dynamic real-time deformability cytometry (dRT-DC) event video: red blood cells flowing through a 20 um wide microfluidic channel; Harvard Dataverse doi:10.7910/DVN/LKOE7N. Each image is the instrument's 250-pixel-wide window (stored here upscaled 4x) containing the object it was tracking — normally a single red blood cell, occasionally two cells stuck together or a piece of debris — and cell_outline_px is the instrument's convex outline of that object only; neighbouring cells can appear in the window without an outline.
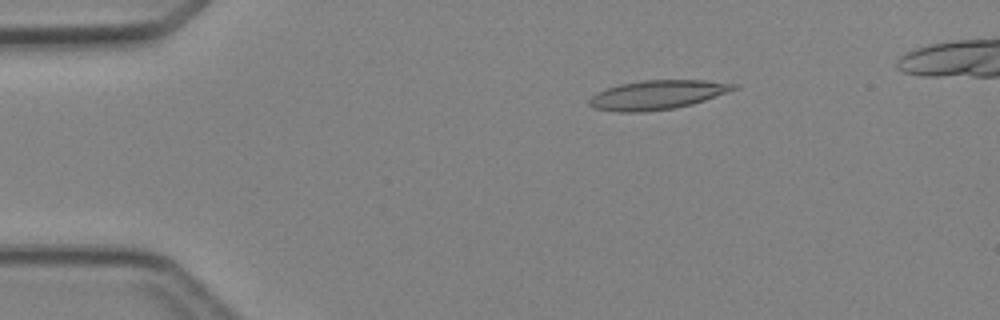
{"species": "Egyptian fruit bat (a non-hibernating species)", "species_latin": "Rousettus aegyptiacus", "temperature_condition": "cold", "stored_images_in_passage": 5, "camera_frame_rate_fps": 3000, "um_per_image_px": 0.085, "animal": {"sex": "female"}, "frame": {"image": 1, "passage_image": 3, "time_ms": 2.0, "image_size_px": [1000, 320], "cell_outline_px": [[740, 88], [692, 104], [676, 108], [644, 112], [616, 112], [592, 108], [588, 104], [588, 100], [596, 92], [620, 84], [644, 80], [704, 80], [740, 84]], "centroid_in_image_um": [55.88, 8.07], "position_along_channel_um": 29.1, "area_um2": 24.74}}